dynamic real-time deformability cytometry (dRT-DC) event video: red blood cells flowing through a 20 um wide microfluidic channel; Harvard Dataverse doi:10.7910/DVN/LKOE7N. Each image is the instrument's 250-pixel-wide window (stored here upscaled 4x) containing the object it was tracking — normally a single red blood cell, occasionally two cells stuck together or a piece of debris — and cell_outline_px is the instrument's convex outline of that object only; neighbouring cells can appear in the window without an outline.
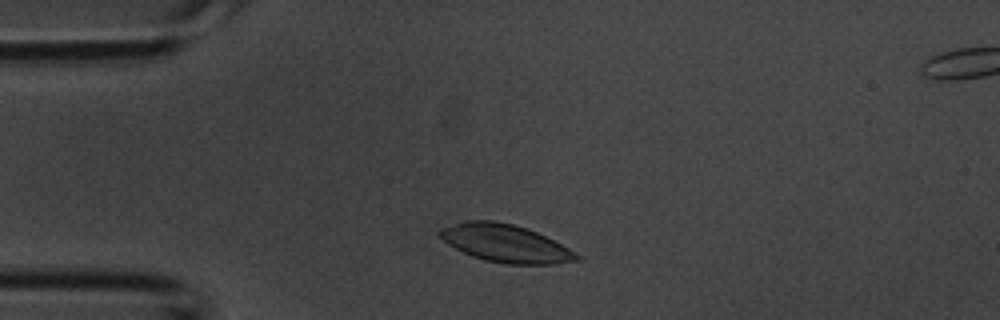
{"species": "common noctule bat (a hibernating species)", "species_latin": "Nyctalus noctula", "temperature_condition": "room temperature", "stored_images_in_passage": 3, "camera_frame_rate_fps": 3000, "um_per_image_px": 0.085, "animal": {"sex": "male", "body_mass_g": 20.1, "forearm_length_mm": 53.5}, "frame": {"image": 1, "passage_image": 1, "time_ms": 0.0, "image_size_px": [1000, 320], "cell_outline_px": [[580, 260], [556, 264], [504, 264], [484, 260], [472, 256], [448, 244], [436, 232], [440, 228], [464, 220], [492, 220], [512, 224], [536, 232], [576, 252], [580, 256]], "centroid_in_image_um": [42.93, 20.69], "position_along_channel_um": 42.1, "area_um2": 29.94}}
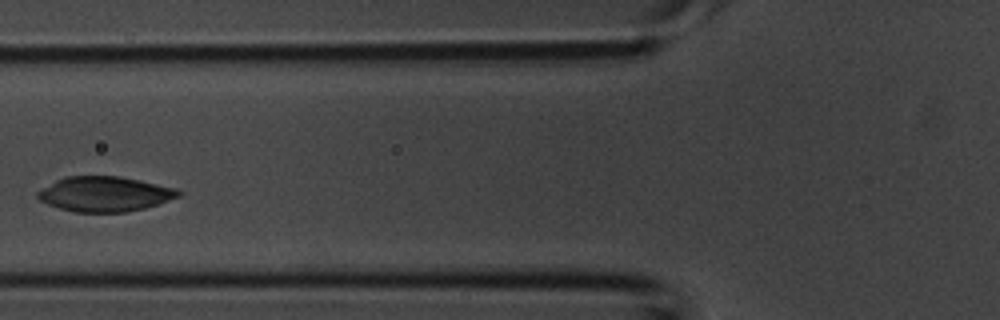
{"frame": {"image": 2, "passage_image": 3, "time_ms": 0.667, "image_size_px": [1000, 320], "cell_outline_px": [[184, 192], [180, 196], [144, 208], [124, 212], [72, 212], [48, 204], [40, 200], [36, 196], [36, 192], [56, 180], [64, 176], [120, 176], [140, 180], [172, 188]], "centroid_in_image_um": [8.86, 16.49], "position_along_channel_um": 116.9, "area_um2": 28.5}}